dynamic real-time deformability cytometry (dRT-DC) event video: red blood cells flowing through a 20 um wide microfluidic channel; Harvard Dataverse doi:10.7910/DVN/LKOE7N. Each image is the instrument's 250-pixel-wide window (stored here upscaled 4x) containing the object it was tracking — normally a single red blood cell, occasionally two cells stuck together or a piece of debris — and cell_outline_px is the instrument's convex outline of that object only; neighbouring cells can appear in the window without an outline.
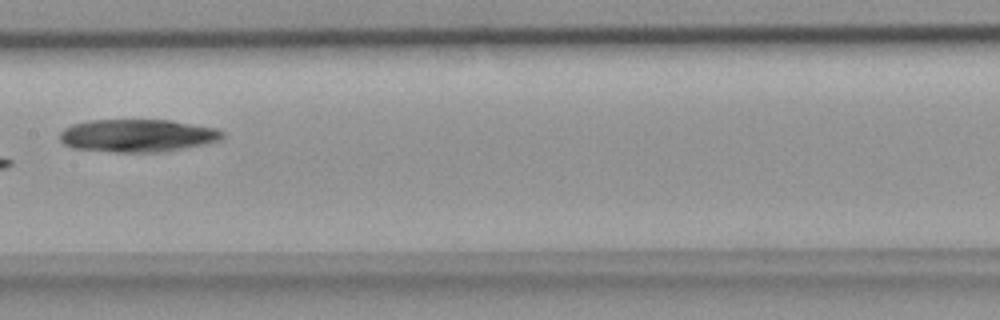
{"species": "common noctule bat (a hibernating species)", "species_latin": "Nyctalus noctula", "temperature_condition": "room temperature", "stored_images_in_passage": 6, "camera_frame_rate_fps": 3000, "um_per_image_px": 0.085, "animal": {"sex": "female", "body_mass_g": 18.4}, "frame": {"image": 1, "passage_image": 6, "time_ms": 1.667, "image_size_px": [1000, 320], "cell_outline_px": [[224, 136], [220, 140], [208, 144], [164, 152], [116, 152], [72, 148], [64, 144], [60, 140], [60, 132], [64, 128], [72, 124], [88, 120], [172, 120], [216, 128], [224, 132]], "centroid_in_image_um": [11.71, 11.53], "position_along_channel_um": 195.7, "area_um2": 31.39}}